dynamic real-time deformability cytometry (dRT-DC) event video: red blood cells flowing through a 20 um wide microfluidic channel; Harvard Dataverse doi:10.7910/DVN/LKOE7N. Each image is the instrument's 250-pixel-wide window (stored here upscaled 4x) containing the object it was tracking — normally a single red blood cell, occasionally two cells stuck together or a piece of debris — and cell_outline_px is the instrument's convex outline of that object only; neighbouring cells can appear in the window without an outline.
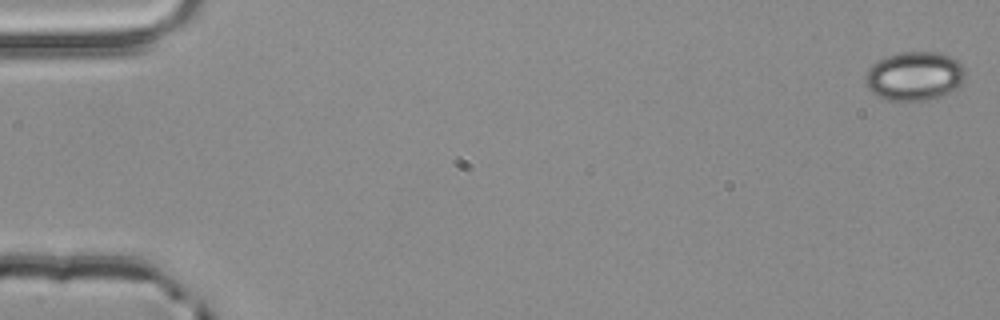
{"species": "common noctule bat (a hibernating species)", "species_latin": "Nyctalus noctula", "temperature_condition": "room temperature", "stored_images_in_passage": 3, "camera_frame_rate_fps": 3000, "um_per_image_px": 0.085, "animal": {"sex": "male", "body_mass_g": 20.4}, "frame": {"image": 1, "passage_image": 1, "time_ms": 0.0, "image_size_px": [1000, 320], "cell_outline_px": [[964, 76], [960, 84], [952, 92], [940, 96], [924, 100], [888, 100], [872, 92], [864, 84], [864, 76], [868, 68], [876, 60], [884, 56], [900, 52], [940, 52], [952, 56], [964, 68]], "centroid_in_image_um": [77.69, 6.44], "position_along_channel_um": 7.3, "area_um2": 28.61}}
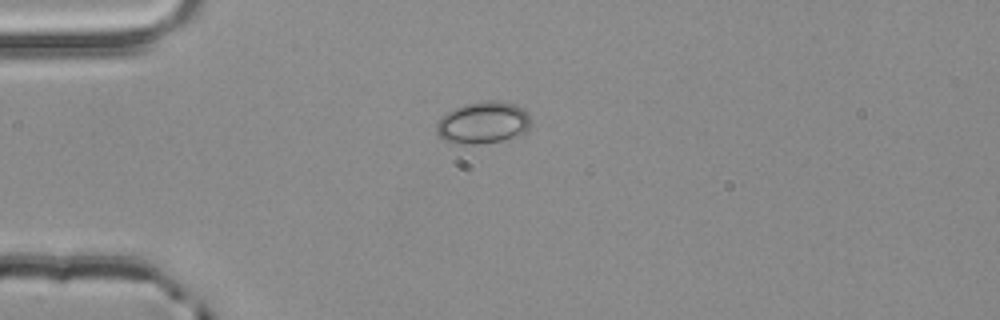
{"frame": {"image": 2, "passage_image": 3, "time_ms": 0.667, "image_size_px": [1000, 320], "cell_outline_px": [[528, 128], [524, 132], [500, 140], [480, 144], [452, 144], [444, 140], [436, 132], [436, 124], [440, 116], [464, 104], [488, 100], [500, 100], [516, 104], [524, 108], [528, 116]], "centroid_in_image_um": [41.0, 10.41], "position_along_channel_um": 44.0, "area_um2": 23.0}}